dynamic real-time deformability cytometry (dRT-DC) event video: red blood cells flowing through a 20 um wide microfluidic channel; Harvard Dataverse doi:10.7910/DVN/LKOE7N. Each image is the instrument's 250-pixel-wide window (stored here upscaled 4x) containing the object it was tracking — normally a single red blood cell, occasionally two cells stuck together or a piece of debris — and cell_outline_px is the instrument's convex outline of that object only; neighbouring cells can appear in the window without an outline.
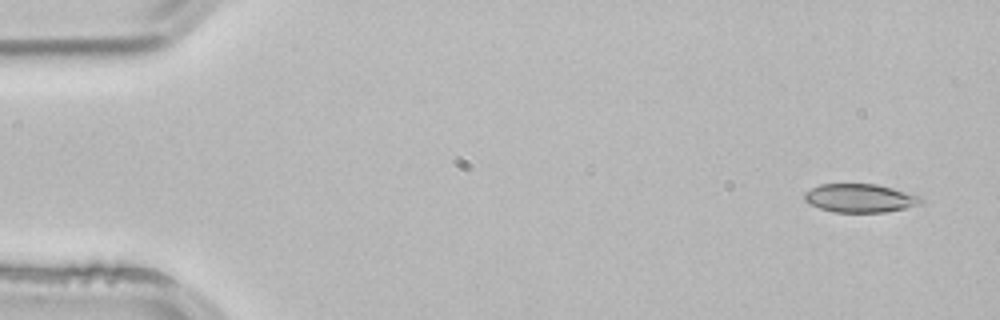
{"species": "common noctule bat (a hibernating species)", "species_latin": "Nyctalus noctula", "temperature_condition": "room temperature", "stored_images_in_passage": 3, "camera_frame_rate_fps": 3000, "um_per_image_px": 0.085, "animal": {"sex": "male", "body_mass_g": 21.5, "forearm_length_mm": 52.0}, "frame": {"image": 1, "passage_image": 1, "time_ms": 0.0, "image_size_px": [1000, 320], "cell_outline_px": [[924, 200], [920, 204], [904, 208], [884, 212], [832, 212], [808, 204], [804, 200], [804, 192], [820, 184], [876, 184], [892, 188], [920, 196]], "centroid_in_image_um": [73.06, 16.84], "position_along_channel_um": 11.9, "area_um2": 19.31}}